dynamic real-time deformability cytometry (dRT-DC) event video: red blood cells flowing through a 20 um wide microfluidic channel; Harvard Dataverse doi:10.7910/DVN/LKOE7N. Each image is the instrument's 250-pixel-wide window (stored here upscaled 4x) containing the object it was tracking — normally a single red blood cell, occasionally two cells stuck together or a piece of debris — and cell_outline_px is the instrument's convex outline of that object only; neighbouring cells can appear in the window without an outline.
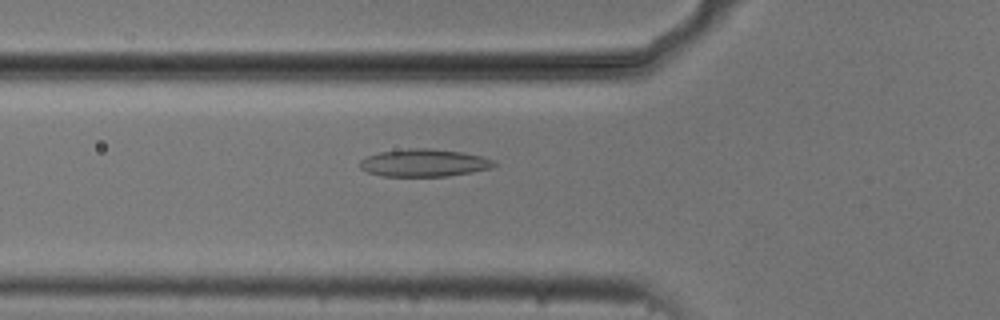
{"species": "common noctule bat (a hibernating species)", "species_latin": "Nyctalus noctula", "temperature_condition": "cold", "stored_images_in_passage": 54, "camera_frame_rate_fps": 3000, "um_per_image_px": 0.085, "animal": {"sex": "male", "body_mass_g": 20.5, "forearm_length_mm": 52.5}, "frame": {"image": 1, "passage_image": 19, "time_ms": 6.0, "image_size_px": [1000, 320], "cell_outline_px": [[496, 164], [492, 168], [472, 172], [448, 176], [380, 176], [368, 172], [360, 168], [360, 160], [368, 156], [380, 152], [408, 148], [428, 148], [460, 152], [480, 156], [492, 160]], "centroid_in_image_um": [36.02, 13.85], "position_along_channel_um": 89.8, "area_um2": 21.39}}
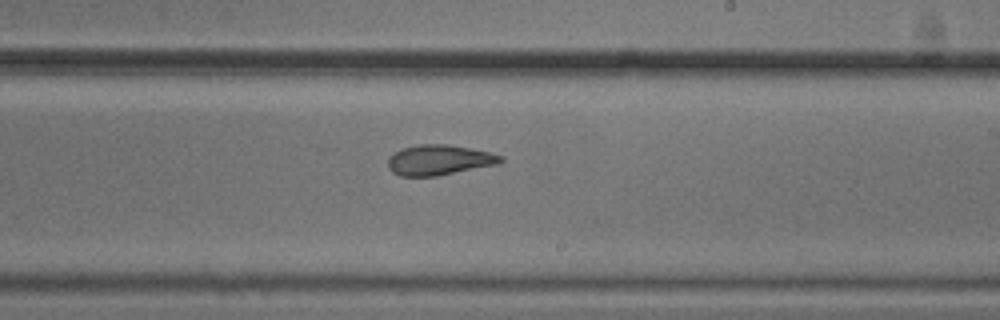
{"frame": {"image": 2, "passage_image": 32, "time_ms": 10.333, "image_size_px": [1000, 320], "cell_outline_px": [[504, 160], [500, 164], [436, 176], [400, 176], [392, 172], [388, 168], [388, 156], [404, 148], [420, 144], [448, 144], [492, 152], [504, 156]], "centroid_in_image_um": [37.37, 13.6], "position_along_channel_um": 251.6, "area_um2": 20.06}}
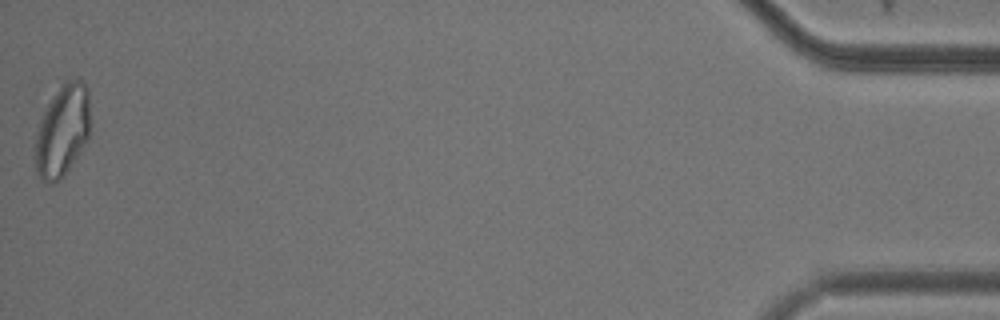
{"frame": {"image": 3, "passage_image": 54, "time_ms": 17.667, "image_size_px": [1000, 320], "cell_outline_px": [[88, 140], [76, 160], [64, 176], [60, 180], [52, 184], [40, 180], [36, 172], [32, 156], [36, 136], [40, 120], [44, 108], [52, 96], [64, 80], [76, 76], [88, 88]], "centroid_in_image_um": [5.26, 11.14], "position_along_channel_um": 429.9, "area_um2": 30.23}, "authors_computed_cell_mechanics": {"area_um2": 21.964, "velocity_mm_per_s": 3.7158, "shape_relaxation_time_tau1_ms": null, "shape_relaxation_time_tau2_ms": 2.712, "deformation_change_tau1": null, "deformation_change_tau2": 0.0954}}